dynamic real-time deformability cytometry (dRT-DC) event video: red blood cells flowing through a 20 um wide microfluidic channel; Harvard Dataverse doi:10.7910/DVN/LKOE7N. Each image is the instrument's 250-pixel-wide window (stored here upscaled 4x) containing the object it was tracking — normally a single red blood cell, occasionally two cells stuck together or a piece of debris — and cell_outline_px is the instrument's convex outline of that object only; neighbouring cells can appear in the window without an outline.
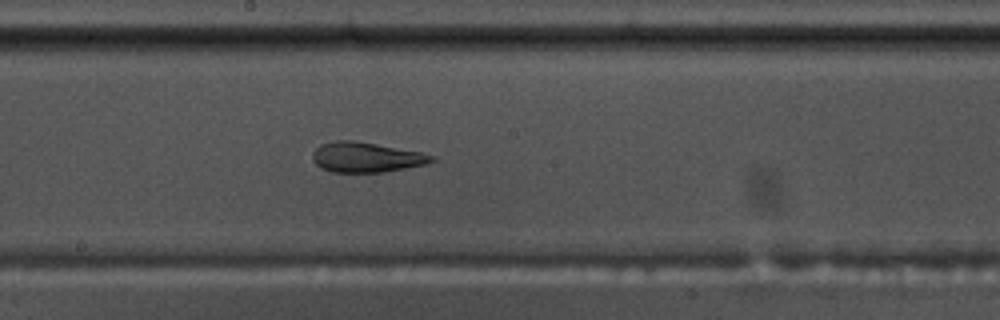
{"species": "common noctule bat (a hibernating species)", "species_latin": "Nyctalus noctula", "temperature_condition": "warm", "stored_images_in_passage": 54, "camera_frame_rate_fps": 3000, "um_per_image_px": 0.085, "animal": {"sex": "male", "body_mass_g": 17.5, "forearm_length_mm": 52.3}, "frame": {"image": 1, "passage_image": 29, "time_ms": 9.333, "image_size_px": [1000, 320], "cell_outline_px": [[436, 160], [428, 164], [384, 172], [332, 172], [320, 168], [312, 160], [312, 152], [320, 144], [336, 140], [352, 140], [376, 144], [420, 152], [436, 156]], "centroid_in_image_um": [31.12, 13.37], "position_along_channel_um": 217.1, "area_um2": 20.98}}
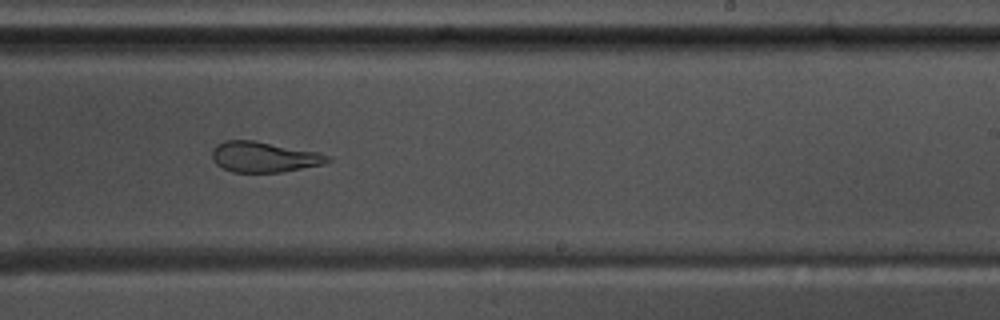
{"frame": {"image": 2, "passage_image": 33, "time_ms": 10.667, "image_size_px": [1000, 320], "cell_outline_px": [[332, 160], [324, 164], [280, 172], [232, 172], [216, 164], [212, 160], [212, 148], [216, 144], [224, 140], [252, 140], [316, 152], [332, 156]], "centroid_in_image_um": [22.41, 13.34], "position_along_channel_um": 266.6, "area_um2": 20.46}}
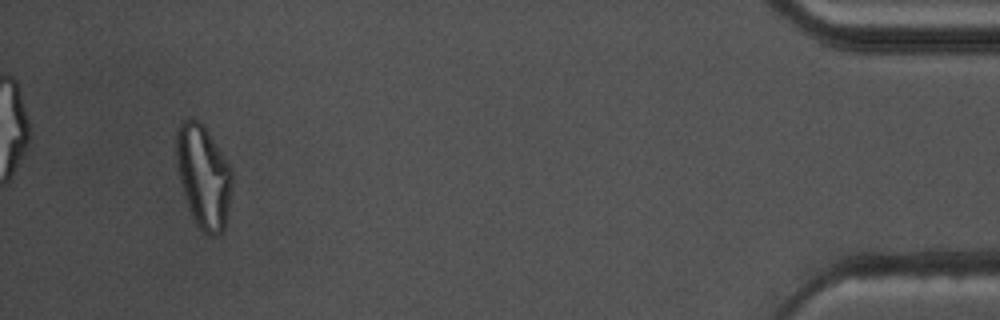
{"frame": {"image": 3, "passage_image": 51, "time_ms": 16.667, "image_size_px": [1000, 320], "cell_outline_px": [[232, 188], [224, 228], [220, 232], [212, 236], [208, 236], [196, 224], [192, 216], [180, 180], [176, 160], [176, 132], [180, 124], [184, 120], [200, 120], [204, 124], [228, 164], [232, 172]], "centroid_in_image_um": [17.29, 14.98], "position_along_channel_um": 417.9, "area_um2": 32.95}, "authors_computed_cell_mechanics": {"area_um2": 24.7962, "velocity_mm_per_s": 3.7184, "shape_relaxation_time_tau1_ms": 10.7443, "shape_relaxation_time_tau2_ms": 2.2758, "deformation_change_tau1": 0.314, "deformation_change_tau2": 0.1084}}